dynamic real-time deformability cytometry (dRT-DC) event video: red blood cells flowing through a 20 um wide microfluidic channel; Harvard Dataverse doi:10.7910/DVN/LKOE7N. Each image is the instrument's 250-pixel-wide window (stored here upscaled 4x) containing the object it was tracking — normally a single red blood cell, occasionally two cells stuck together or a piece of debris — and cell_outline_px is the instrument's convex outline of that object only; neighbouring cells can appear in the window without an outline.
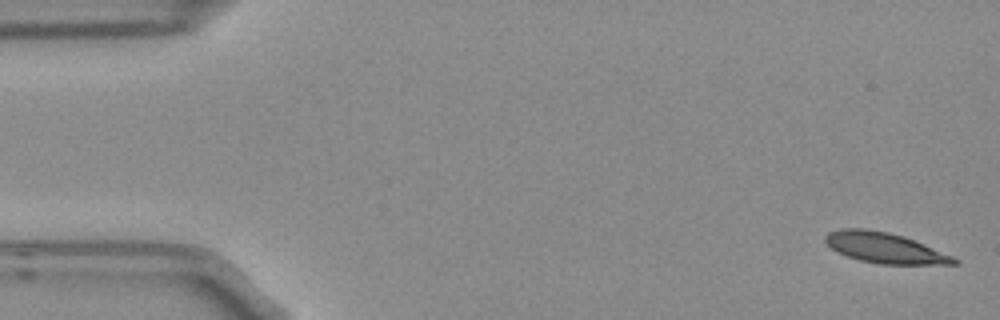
{"species": "Egyptian fruit bat (a non-hibernating species)", "species_latin": "Rousettus aegyptiacus", "temperature_condition": "room temperature", "stored_images_in_passage": 9, "camera_frame_rate_fps": 3000, "um_per_image_px": 0.085, "frame": {"image": 1, "passage_image": 1, "time_ms": 0.0, "image_size_px": [1000, 320], "cell_outline_px": [[960, 264], [880, 264], [860, 260], [848, 256], [832, 248], [824, 240], [824, 236], [828, 232], [844, 228], [864, 228], [888, 232], [904, 236], [952, 256], [960, 260]], "centroid_in_image_um": [75.21, 21.06], "position_along_channel_um": 9.8, "area_um2": 22.6}}
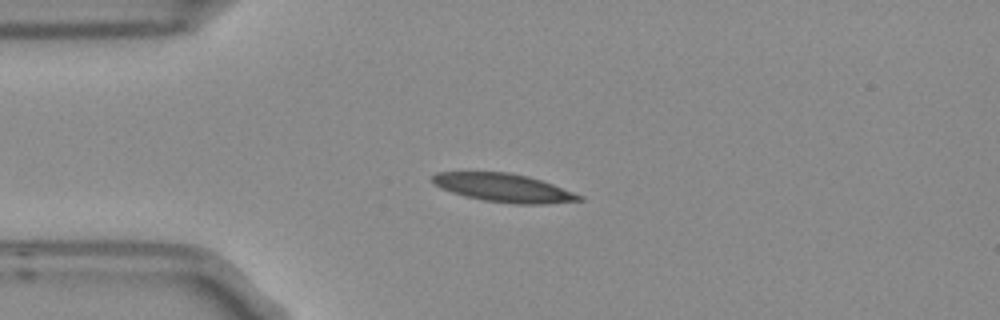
{"frame": {"image": 2, "passage_image": 4, "time_ms": 1.0, "image_size_px": [1000, 320], "cell_outline_px": [[584, 200], [548, 204], [516, 204], [484, 200], [464, 196], [440, 188], [432, 180], [432, 176], [436, 172], [508, 172], [528, 176], [552, 184], [584, 196]], "centroid_in_image_um": [42.84, 15.97], "position_along_channel_um": 42.2, "area_um2": 24.16}}